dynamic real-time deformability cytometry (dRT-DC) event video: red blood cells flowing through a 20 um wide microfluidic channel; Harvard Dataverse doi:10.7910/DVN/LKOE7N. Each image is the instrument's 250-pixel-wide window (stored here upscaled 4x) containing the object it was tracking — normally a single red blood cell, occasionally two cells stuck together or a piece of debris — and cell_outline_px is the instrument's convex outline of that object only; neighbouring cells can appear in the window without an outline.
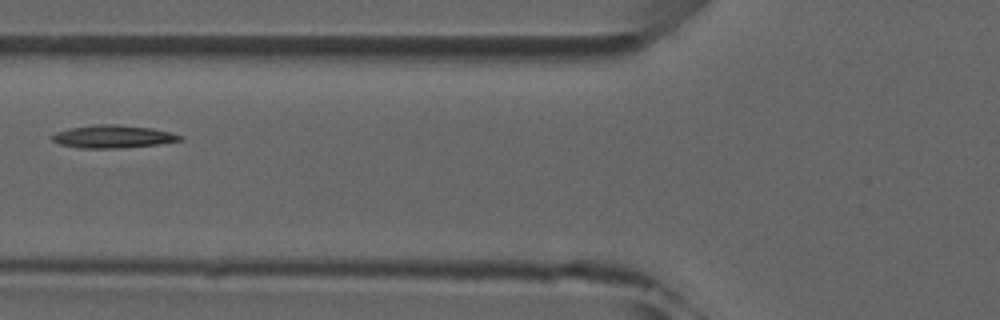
{"species": "common noctule bat (a hibernating species)", "species_latin": "Nyctalus noctula", "temperature_condition": "room temperature", "stored_images_in_passage": 4, "camera_frame_rate_fps": 3000, "um_per_image_px": 0.085, "animal": {"sex": "male", "forearm_length_mm": 52.5}, "frame": {"image": 1, "passage_image": 4, "time_ms": 3.333, "image_size_px": [1000, 320], "cell_outline_px": [[184, 140], [156, 144], [124, 148], [76, 148], [60, 144], [52, 140], [52, 136], [56, 132], [68, 128], [96, 124], [120, 124], [152, 128], [184, 136]], "centroid_in_image_um": [9.6, 11.6], "position_along_channel_um": 116.2, "area_um2": 17.11}}